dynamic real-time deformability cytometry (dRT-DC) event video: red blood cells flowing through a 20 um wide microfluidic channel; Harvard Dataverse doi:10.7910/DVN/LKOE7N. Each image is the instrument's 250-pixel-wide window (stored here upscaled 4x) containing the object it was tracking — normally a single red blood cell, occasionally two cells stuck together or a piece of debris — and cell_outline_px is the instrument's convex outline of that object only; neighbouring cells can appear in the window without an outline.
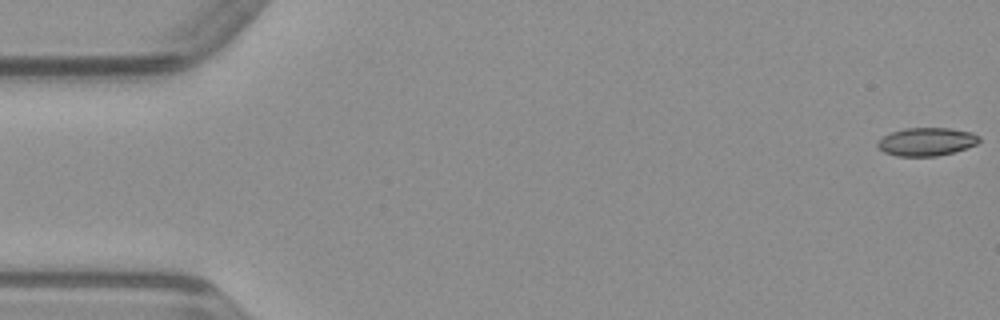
{"species": "common noctule bat (a hibernating species)", "species_latin": "Nyctalus noctula", "temperature_condition": "warm", "stored_images_in_passage": 50, "camera_frame_rate_fps": 3000, "um_per_image_px": 0.085, "animal": {"sex": "male", "body_mass_g": 23.1, "forearm_length_mm": 52.7}, "frame": {"image": 1, "passage_image": 1, "time_ms": 0.0, "image_size_px": [1000, 320], "cell_outline_px": [[980, 140], [976, 144], [952, 152], [936, 156], [896, 156], [884, 152], [876, 144], [884, 136], [892, 132], [904, 128], [952, 128], [972, 132], [980, 136]], "centroid_in_image_um": [78.77, 12.03], "position_along_channel_um": 6.2, "area_um2": 16.53}}
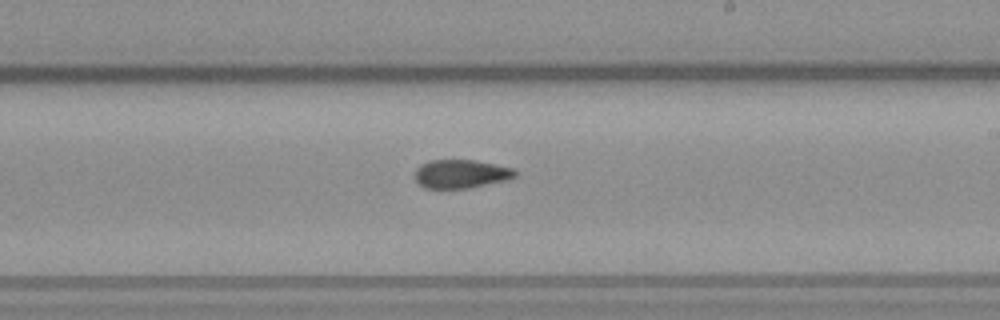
{"frame": {"image": 2, "passage_image": 29, "time_ms": 9.333, "image_size_px": [1000, 320], "cell_outline_px": [[516, 176], [508, 180], [468, 188], [424, 188], [416, 180], [416, 168], [420, 164], [428, 160], [476, 160], [496, 164], [512, 168], [516, 172]], "centroid_in_image_um": [39.19, 14.77], "position_along_channel_um": 249.8, "area_um2": 16.7}}
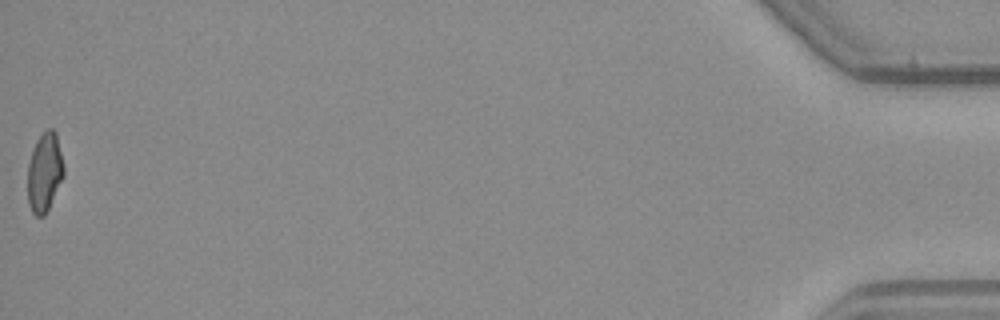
{"frame": {"image": 3, "passage_image": 50, "time_ms": 16.333, "image_size_px": [1000, 320], "cell_outline_px": [[64, 176], [44, 216], [36, 216], [32, 212], [28, 204], [28, 164], [36, 140], [48, 128], [52, 128], [56, 132], [64, 164]], "centroid_in_image_um": [3.79, 14.63], "position_along_channel_um": 431.4, "area_um2": 16.59}}